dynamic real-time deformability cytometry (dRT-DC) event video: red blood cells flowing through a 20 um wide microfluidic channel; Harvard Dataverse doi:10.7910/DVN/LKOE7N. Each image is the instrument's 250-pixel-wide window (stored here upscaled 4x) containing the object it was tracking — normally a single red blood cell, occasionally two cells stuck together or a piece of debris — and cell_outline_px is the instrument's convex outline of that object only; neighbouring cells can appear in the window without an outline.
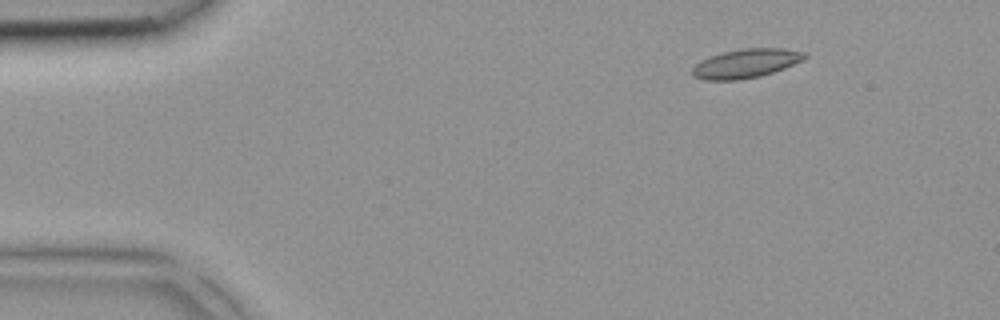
{"species": "common noctule bat (a hibernating species)", "species_latin": "Nyctalus noctula", "temperature_condition": "room temperature", "stored_images_in_passage": 5, "segment_of_instrument_passage": [2, 2], "camera_frame_rate_fps": 3000, "um_per_image_px": 0.085, "animal": {"sex": "female", "body_mass_g": 18.4}, "frame": {"image": 1, "passage_image": 5, "time_ms": 1.333, "image_size_px": [1000, 320], "cell_outline_px": [[808, 56], [784, 68], [760, 76], [740, 80], [704, 80], [692, 76], [692, 68], [700, 60], [724, 52], [744, 48], [784, 48], [808, 52]], "centroid_in_image_um": [63.4, 5.39], "position_along_channel_um": 21.6, "area_um2": 18.9}}